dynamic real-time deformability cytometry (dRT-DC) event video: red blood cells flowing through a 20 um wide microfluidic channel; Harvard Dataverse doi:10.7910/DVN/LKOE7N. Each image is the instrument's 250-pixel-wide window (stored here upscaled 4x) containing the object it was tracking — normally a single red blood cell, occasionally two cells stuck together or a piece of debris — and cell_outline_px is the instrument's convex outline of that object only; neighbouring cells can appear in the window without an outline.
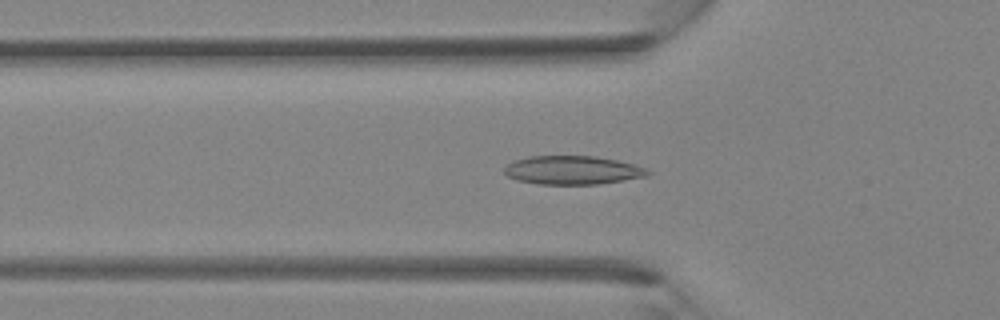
{"species": "Egyptian fruit bat (a non-hibernating species)", "species_latin": "Rousettus aegyptiacus", "temperature_condition": "room temperature", "stored_images_in_passage": 38, "camera_frame_rate_fps": 3000, "um_per_image_px": 0.085, "animal": {"sex": "female"}, "frame": {"image": 1, "passage_image": 12, "time_ms": 3.667, "image_size_px": [1000, 320], "cell_outline_px": [[652, 172], [648, 176], [600, 184], [540, 184], [516, 180], [508, 176], [504, 172], [504, 168], [512, 160], [528, 156], [596, 156], [616, 160], [632, 164], [644, 168]], "centroid_in_image_um": [48.64, 14.46], "position_along_channel_um": 77.2, "area_um2": 23.93}}
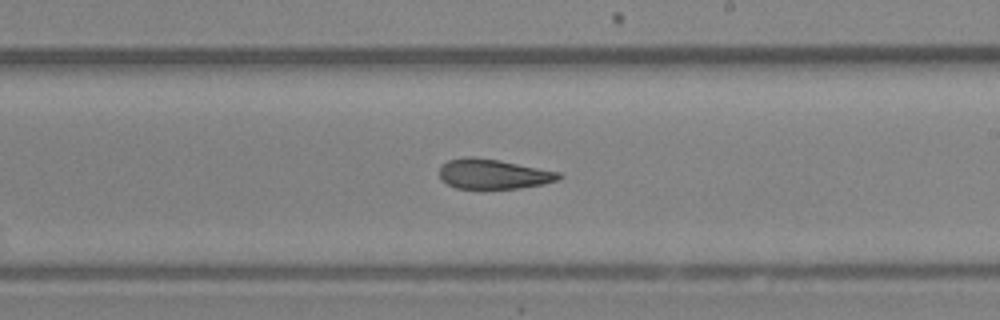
{"frame": {"image": 2, "passage_image": 22, "time_ms": 7.0, "image_size_px": [1000, 320], "cell_outline_px": [[564, 176], [560, 180], [544, 184], [520, 188], [456, 188], [440, 180], [440, 164], [448, 160], [468, 156], [472, 156], [500, 160], [560, 172]], "centroid_in_image_um": [41.95, 14.78], "position_along_channel_um": 247.1, "area_um2": 20.98}}
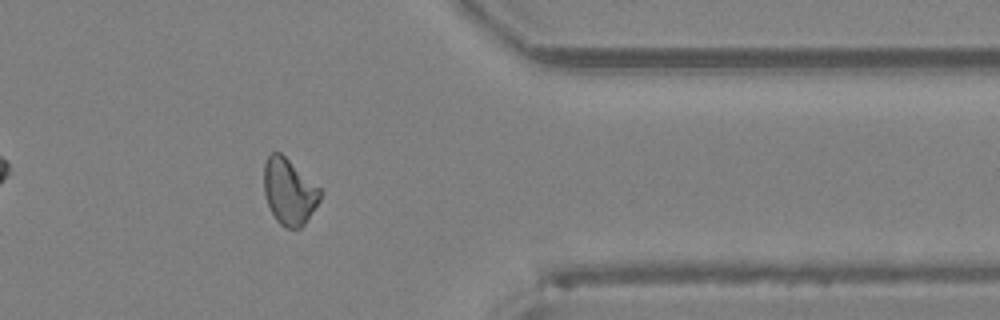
{"frame": {"image": 3, "passage_image": 31, "time_ms": 10.0, "image_size_px": [1000, 320], "cell_outline_px": [[324, 192], [320, 200], [304, 224], [300, 228], [288, 228], [280, 224], [276, 220], [264, 196], [264, 164], [268, 156], [272, 152], [280, 152], [320, 188]], "centroid_in_image_um": [24.58, 16.28], "position_along_channel_um": 386.8, "area_um2": 21.5}}